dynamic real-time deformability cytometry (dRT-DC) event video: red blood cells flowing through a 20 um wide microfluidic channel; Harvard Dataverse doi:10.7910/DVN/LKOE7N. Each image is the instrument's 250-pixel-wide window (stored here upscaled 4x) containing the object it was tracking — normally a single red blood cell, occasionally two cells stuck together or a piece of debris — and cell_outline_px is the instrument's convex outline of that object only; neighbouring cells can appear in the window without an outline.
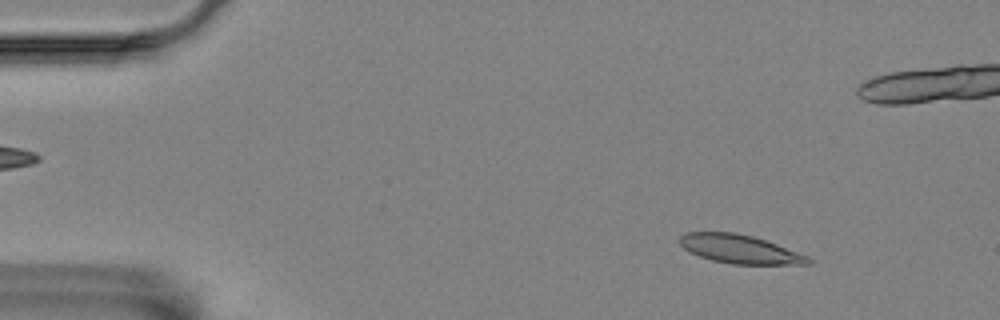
{"species": "Egyptian fruit bat (a non-hibernating species)", "species_latin": "Rousettus aegyptiacus", "temperature_condition": "room temperature", "stored_images_in_passage": 56, "camera_frame_rate_fps": 3000, "um_per_image_px": 0.085, "animal": {"sex": "female"}, "frame": {"image": 1, "passage_image": 6, "time_ms": 1.667, "image_size_px": [1000, 320], "cell_outline_px": [[812, 264], [732, 264], [712, 260], [688, 252], [680, 244], [680, 236], [688, 232], [736, 232], [752, 236], [776, 244], [808, 256], [812, 260]], "centroid_in_image_um": [62.87, 21.17], "position_along_channel_um": 22.1, "area_um2": 21.27}}
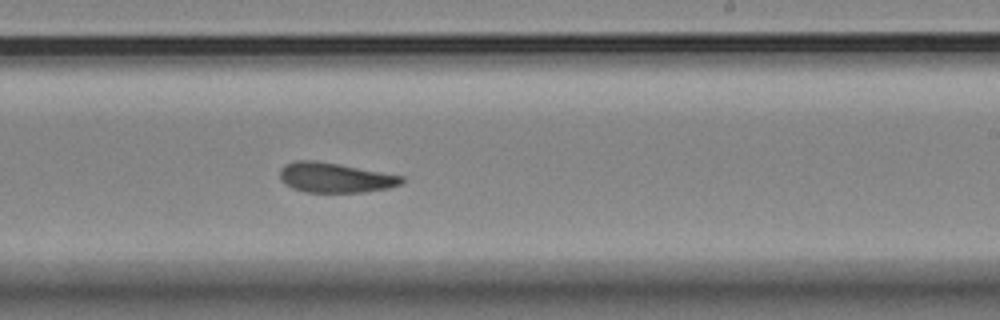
{"frame": {"image": 2, "passage_image": 33, "time_ms": 10.667, "image_size_px": [1000, 320], "cell_outline_px": [[404, 180], [400, 184], [388, 188], [364, 192], [304, 192], [292, 188], [284, 184], [280, 180], [280, 168], [284, 164], [296, 160], [316, 160], [340, 164], [404, 176]], "centroid_in_image_um": [28.44, 15.09], "position_along_channel_um": 260.6, "area_um2": 21.39}}
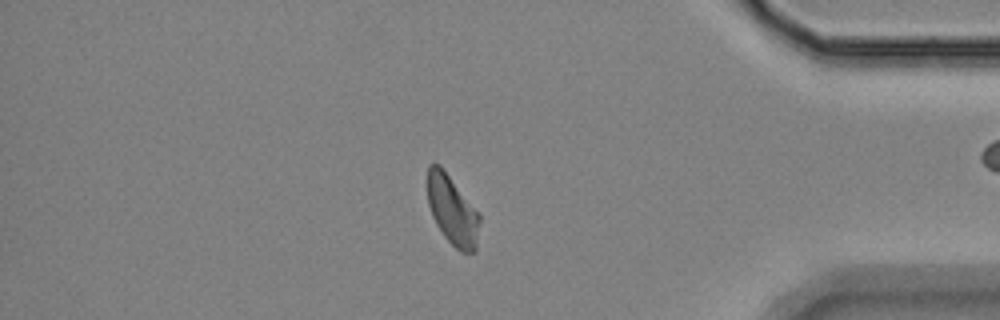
{"frame": {"image": 3, "passage_image": 47, "time_ms": 15.333, "image_size_px": [1000, 320], "cell_outline_px": [[480, 220], [476, 252], [460, 252], [444, 236], [436, 224], [432, 216], [428, 204], [424, 184], [424, 180], [428, 164], [440, 164], [480, 212]], "centroid_in_image_um": [38.41, 17.8], "position_along_channel_um": 396.8, "area_um2": 21.96}, "authors_computed_cell_mechanics": {"area_um2": 21.5305, "velocity_mm_per_s": 3.5307, "shape_relaxation_time_tau1_ms": 11.3618, "shape_relaxation_time_tau2_ms": 1.7595, "deformation_change_tau1": 0.2516, "deformation_change_tau2": 0.091}}